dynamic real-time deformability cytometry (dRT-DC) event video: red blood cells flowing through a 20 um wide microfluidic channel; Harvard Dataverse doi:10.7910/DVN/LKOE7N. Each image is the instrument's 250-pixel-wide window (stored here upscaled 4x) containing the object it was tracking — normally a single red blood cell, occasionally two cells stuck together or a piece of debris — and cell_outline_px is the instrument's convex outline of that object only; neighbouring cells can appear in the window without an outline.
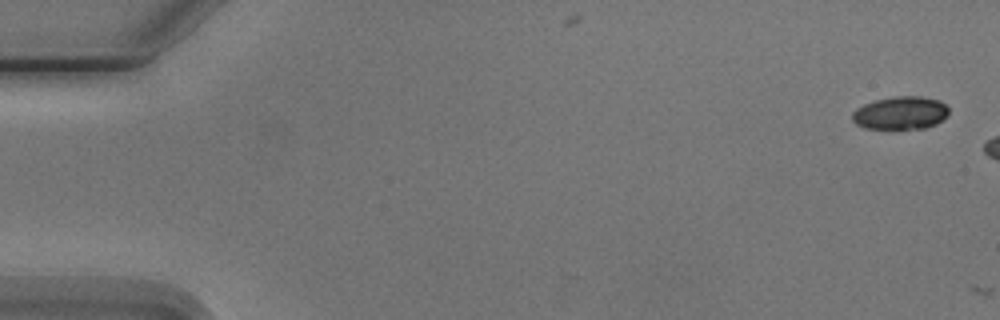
{"species": "Egyptian fruit bat (a non-hibernating species)", "species_latin": "Rousettus aegyptiacus", "temperature_condition": "cold", "stored_images_in_passage": 8, "segment_of_instrument_passage": [1, 2], "camera_frame_rate_fps": 3000, "um_per_image_px": 0.085, "animal": {"sex": "male"}, "frame": {"image": 1, "passage_image": 1, "time_ms": 0.0, "image_size_px": [1000, 320], "cell_outline_px": [[948, 116], [936, 124], [924, 128], [864, 128], [856, 124], [852, 120], [852, 112], [856, 108], [864, 104], [876, 100], [892, 96], [920, 96], [940, 100], [948, 108]], "centroid_in_image_um": [76.54, 9.59], "position_along_channel_um": 8.5, "area_um2": 18.55}}
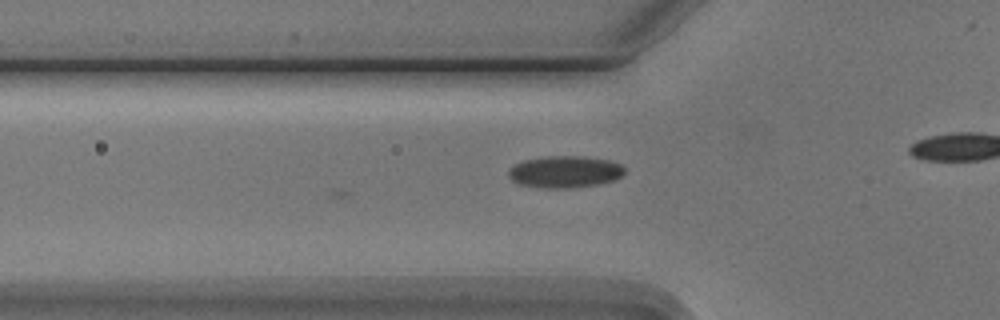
{"frame": {"image": 2, "passage_image": 7, "time_ms": 7.667, "image_size_px": [1000, 320], "cell_outline_px": [[624, 172], [616, 180], [600, 184], [572, 188], [544, 188], [520, 184], [512, 180], [508, 176], [508, 172], [516, 164], [524, 160], [544, 156], [580, 156], [608, 160], [620, 164], [624, 168]], "centroid_in_image_um": [48.03, 14.61], "position_along_channel_um": 77.8, "area_um2": 21.5}}